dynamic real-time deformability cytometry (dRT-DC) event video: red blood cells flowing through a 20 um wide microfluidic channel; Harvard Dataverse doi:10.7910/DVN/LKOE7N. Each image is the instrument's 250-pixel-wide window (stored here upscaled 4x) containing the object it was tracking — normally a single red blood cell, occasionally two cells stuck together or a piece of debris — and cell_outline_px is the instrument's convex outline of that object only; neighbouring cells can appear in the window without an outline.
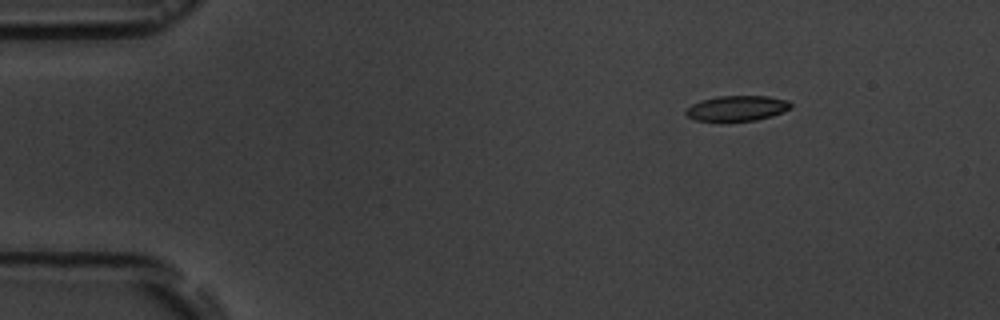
{"species": "common noctule bat (a hibernating species)", "species_latin": "Nyctalus noctula", "temperature_condition": "room temperature", "stored_images_in_passage": 6, "camera_frame_rate_fps": 3000, "um_per_image_px": 0.085, "animal": {"sex": "male", "body_mass_g": 19.5, "forearm_length_mm": 54.6}, "frame": {"image": 1, "passage_image": 2, "time_ms": 1.333, "image_size_px": [1000, 320], "cell_outline_px": [[792, 108], [784, 112], [772, 116], [756, 120], [696, 120], [688, 116], [684, 112], [684, 108], [692, 104], [716, 96], [768, 96], [788, 100], [792, 104]], "centroid_in_image_um": [62.68, 9.19], "position_along_channel_um": 22.3, "area_um2": 15.37}}
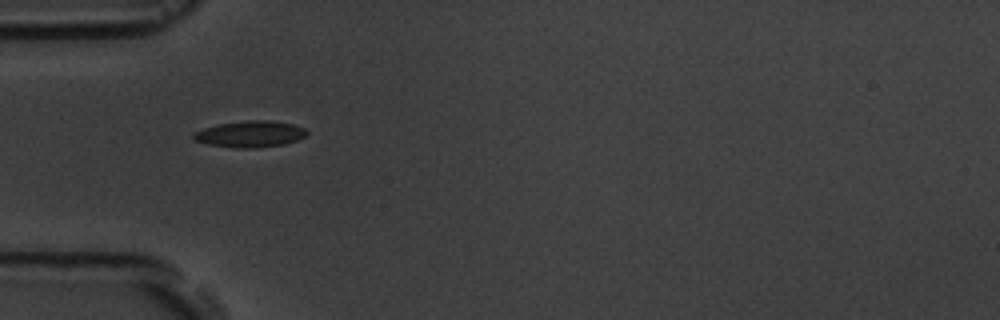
{"frame": {"image": 2, "passage_image": 5, "time_ms": 4.667, "image_size_px": [1000, 320], "cell_outline_px": [[308, 132], [304, 136], [296, 140], [284, 144], [252, 148], [240, 148], [208, 144], [192, 140], [192, 136], [196, 132], [204, 128], [220, 124], [248, 120], [268, 120], [292, 124], [304, 128]], "centroid_in_image_um": [21.25, 11.39], "position_along_channel_um": 63.8, "area_um2": 17.11}}
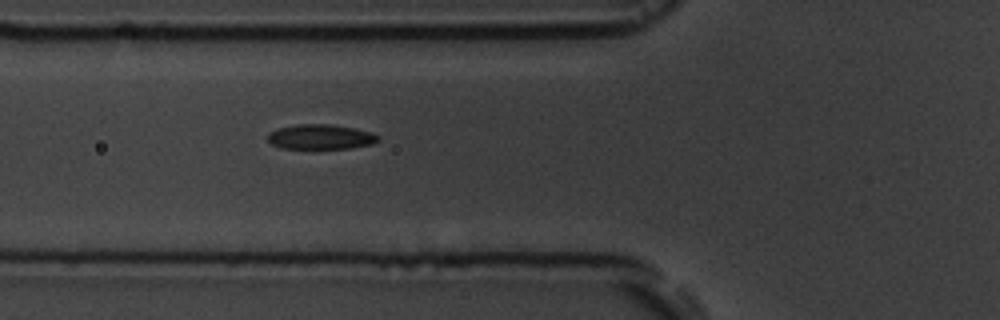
{"frame": {"image": 3, "passage_image": 6, "time_ms": 5.667, "image_size_px": [1000, 320], "cell_outline_px": [[380, 140], [372, 144], [352, 148], [280, 148], [272, 144], [268, 140], [268, 132], [276, 128], [296, 124], [332, 124], [372, 132], [380, 136]], "centroid_in_image_um": [27.25, 11.62], "position_along_channel_um": 98.6, "area_um2": 16.13}}